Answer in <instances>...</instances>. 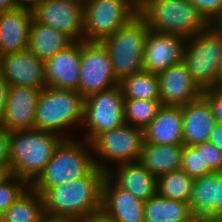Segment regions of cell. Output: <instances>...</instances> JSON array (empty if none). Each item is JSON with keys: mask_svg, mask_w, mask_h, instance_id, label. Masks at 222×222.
I'll return each mask as SVG.
<instances>
[{"mask_svg": "<svg viewBox=\"0 0 222 222\" xmlns=\"http://www.w3.org/2000/svg\"><path fill=\"white\" fill-rule=\"evenodd\" d=\"M137 0H88L84 6L83 41L102 42L138 15Z\"/></svg>", "mask_w": 222, "mask_h": 222, "instance_id": "obj_8", "label": "cell"}, {"mask_svg": "<svg viewBox=\"0 0 222 222\" xmlns=\"http://www.w3.org/2000/svg\"><path fill=\"white\" fill-rule=\"evenodd\" d=\"M113 222H145L144 202L117 186L107 175L102 184V210Z\"/></svg>", "mask_w": 222, "mask_h": 222, "instance_id": "obj_18", "label": "cell"}, {"mask_svg": "<svg viewBox=\"0 0 222 222\" xmlns=\"http://www.w3.org/2000/svg\"><path fill=\"white\" fill-rule=\"evenodd\" d=\"M162 106L161 100L124 99L125 123L144 130Z\"/></svg>", "mask_w": 222, "mask_h": 222, "instance_id": "obj_30", "label": "cell"}, {"mask_svg": "<svg viewBox=\"0 0 222 222\" xmlns=\"http://www.w3.org/2000/svg\"><path fill=\"white\" fill-rule=\"evenodd\" d=\"M63 139L51 161L30 185L39 194L47 189L87 176L95 167L91 144L82 139Z\"/></svg>", "mask_w": 222, "mask_h": 222, "instance_id": "obj_4", "label": "cell"}, {"mask_svg": "<svg viewBox=\"0 0 222 222\" xmlns=\"http://www.w3.org/2000/svg\"><path fill=\"white\" fill-rule=\"evenodd\" d=\"M213 222H222V218L221 219H217V220H215Z\"/></svg>", "mask_w": 222, "mask_h": 222, "instance_id": "obj_49", "label": "cell"}, {"mask_svg": "<svg viewBox=\"0 0 222 222\" xmlns=\"http://www.w3.org/2000/svg\"><path fill=\"white\" fill-rule=\"evenodd\" d=\"M222 218V172H217V219Z\"/></svg>", "mask_w": 222, "mask_h": 222, "instance_id": "obj_39", "label": "cell"}, {"mask_svg": "<svg viewBox=\"0 0 222 222\" xmlns=\"http://www.w3.org/2000/svg\"><path fill=\"white\" fill-rule=\"evenodd\" d=\"M220 85H222V59L220 63Z\"/></svg>", "mask_w": 222, "mask_h": 222, "instance_id": "obj_47", "label": "cell"}, {"mask_svg": "<svg viewBox=\"0 0 222 222\" xmlns=\"http://www.w3.org/2000/svg\"><path fill=\"white\" fill-rule=\"evenodd\" d=\"M80 60L81 41H74L67 48L45 61L47 87L70 89L78 92Z\"/></svg>", "mask_w": 222, "mask_h": 222, "instance_id": "obj_17", "label": "cell"}, {"mask_svg": "<svg viewBox=\"0 0 222 222\" xmlns=\"http://www.w3.org/2000/svg\"><path fill=\"white\" fill-rule=\"evenodd\" d=\"M182 124V107L163 105L156 117L143 130L144 142L157 145L184 144Z\"/></svg>", "mask_w": 222, "mask_h": 222, "instance_id": "obj_22", "label": "cell"}, {"mask_svg": "<svg viewBox=\"0 0 222 222\" xmlns=\"http://www.w3.org/2000/svg\"><path fill=\"white\" fill-rule=\"evenodd\" d=\"M78 92L84 97L119 84L108 50L102 42L81 41Z\"/></svg>", "mask_w": 222, "mask_h": 222, "instance_id": "obj_11", "label": "cell"}, {"mask_svg": "<svg viewBox=\"0 0 222 222\" xmlns=\"http://www.w3.org/2000/svg\"><path fill=\"white\" fill-rule=\"evenodd\" d=\"M194 178L182 169L172 171L157 178V193L167 199L190 202Z\"/></svg>", "mask_w": 222, "mask_h": 222, "instance_id": "obj_29", "label": "cell"}, {"mask_svg": "<svg viewBox=\"0 0 222 222\" xmlns=\"http://www.w3.org/2000/svg\"><path fill=\"white\" fill-rule=\"evenodd\" d=\"M186 39L150 30L143 56V70L159 74L183 61Z\"/></svg>", "mask_w": 222, "mask_h": 222, "instance_id": "obj_14", "label": "cell"}, {"mask_svg": "<svg viewBox=\"0 0 222 222\" xmlns=\"http://www.w3.org/2000/svg\"><path fill=\"white\" fill-rule=\"evenodd\" d=\"M125 124L124 97L118 85L85 98L83 121L86 133L82 136L89 143L102 132Z\"/></svg>", "mask_w": 222, "mask_h": 222, "instance_id": "obj_10", "label": "cell"}, {"mask_svg": "<svg viewBox=\"0 0 222 222\" xmlns=\"http://www.w3.org/2000/svg\"><path fill=\"white\" fill-rule=\"evenodd\" d=\"M40 92L41 90L35 88L10 86L0 125L9 133L33 129Z\"/></svg>", "mask_w": 222, "mask_h": 222, "instance_id": "obj_15", "label": "cell"}, {"mask_svg": "<svg viewBox=\"0 0 222 222\" xmlns=\"http://www.w3.org/2000/svg\"><path fill=\"white\" fill-rule=\"evenodd\" d=\"M189 208L200 222L217 220V172L194 179Z\"/></svg>", "mask_w": 222, "mask_h": 222, "instance_id": "obj_23", "label": "cell"}, {"mask_svg": "<svg viewBox=\"0 0 222 222\" xmlns=\"http://www.w3.org/2000/svg\"><path fill=\"white\" fill-rule=\"evenodd\" d=\"M149 32L145 20L138 14L102 41L109 52L119 82L143 70L144 48Z\"/></svg>", "mask_w": 222, "mask_h": 222, "instance_id": "obj_7", "label": "cell"}, {"mask_svg": "<svg viewBox=\"0 0 222 222\" xmlns=\"http://www.w3.org/2000/svg\"><path fill=\"white\" fill-rule=\"evenodd\" d=\"M62 140L57 134L36 128L10 132L8 150L12 175L31 185L51 161Z\"/></svg>", "mask_w": 222, "mask_h": 222, "instance_id": "obj_2", "label": "cell"}, {"mask_svg": "<svg viewBox=\"0 0 222 222\" xmlns=\"http://www.w3.org/2000/svg\"><path fill=\"white\" fill-rule=\"evenodd\" d=\"M33 12L15 7L0 13V56L29 49Z\"/></svg>", "mask_w": 222, "mask_h": 222, "instance_id": "obj_19", "label": "cell"}, {"mask_svg": "<svg viewBox=\"0 0 222 222\" xmlns=\"http://www.w3.org/2000/svg\"><path fill=\"white\" fill-rule=\"evenodd\" d=\"M12 171L9 164H0V185L12 177Z\"/></svg>", "mask_w": 222, "mask_h": 222, "instance_id": "obj_42", "label": "cell"}, {"mask_svg": "<svg viewBox=\"0 0 222 222\" xmlns=\"http://www.w3.org/2000/svg\"><path fill=\"white\" fill-rule=\"evenodd\" d=\"M179 222H200L199 220H186V221H179Z\"/></svg>", "mask_w": 222, "mask_h": 222, "instance_id": "obj_48", "label": "cell"}, {"mask_svg": "<svg viewBox=\"0 0 222 222\" xmlns=\"http://www.w3.org/2000/svg\"><path fill=\"white\" fill-rule=\"evenodd\" d=\"M1 75L10 86L30 87L43 90L45 62L38 59L29 49L0 56Z\"/></svg>", "mask_w": 222, "mask_h": 222, "instance_id": "obj_12", "label": "cell"}, {"mask_svg": "<svg viewBox=\"0 0 222 222\" xmlns=\"http://www.w3.org/2000/svg\"><path fill=\"white\" fill-rule=\"evenodd\" d=\"M41 222H70L65 219H57V218H51V217H45Z\"/></svg>", "mask_w": 222, "mask_h": 222, "instance_id": "obj_44", "label": "cell"}, {"mask_svg": "<svg viewBox=\"0 0 222 222\" xmlns=\"http://www.w3.org/2000/svg\"><path fill=\"white\" fill-rule=\"evenodd\" d=\"M73 222H113L102 211L93 215L85 216Z\"/></svg>", "mask_w": 222, "mask_h": 222, "instance_id": "obj_40", "label": "cell"}, {"mask_svg": "<svg viewBox=\"0 0 222 222\" xmlns=\"http://www.w3.org/2000/svg\"><path fill=\"white\" fill-rule=\"evenodd\" d=\"M90 144L92 153L100 158L97 160L94 156L96 167L106 173L113 162L114 165H120L139 160L144 144V131L125 123L98 134Z\"/></svg>", "mask_w": 222, "mask_h": 222, "instance_id": "obj_9", "label": "cell"}, {"mask_svg": "<svg viewBox=\"0 0 222 222\" xmlns=\"http://www.w3.org/2000/svg\"><path fill=\"white\" fill-rule=\"evenodd\" d=\"M215 25L222 30V15L220 18L216 21Z\"/></svg>", "mask_w": 222, "mask_h": 222, "instance_id": "obj_46", "label": "cell"}, {"mask_svg": "<svg viewBox=\"0 0 222 222\" xmlns=\"http://www.w3.org/2000/svg\"><path fill=\"white\" fill-rule=\"evenodd\" d=\"M84 103L85 98L75 90L46 87L40 92L34 128L57 134L63 139L74 138L65 130L74 125L81 126Z\"/></svg>", "mask_w": 222, "mask_h": 222, "instance_id": "obj_5", "label": "cell"}, {"mask_svg": "<svg viewBox=\"0 0 222 222\" xmlns=\"http://www.w3.org/2000/svg\"><path fill=\"white\" fill-rule=\"evenodd\" d=\"M181 169L194 179L213 172L208 165H204L203 143L196 146L184 145L181 155Z\"/></svg>", "mask_w": 222, "mask_h": 222, "instance_id": "obj_31", "label": "cell"}, {"mask_svg": "<svg viewBox=\"0 0 222 222\" xmlns=\"http://www.w3.org/2000/svg\"><path fill=\"white\" fill-rule=\"evenodd\" d=\"M62 1L73 2L84 7L88 0H62Z\"/></svg>", "mask_w": 222, "mask_h": 222, "instance_id": "obj_45", "label": "cell"}, {"mask_svg": "<svg viewBox=\"0 0 222 222\" xmlns=\"http://www.w3.org/2000/svg\"><path fill=\"white\" fill-rule=\"evenodd\" d=\"M32 12L37 22L65 33L73 41H83V6L62 0H44Z\"/></svg>", "mask_w": 222, "mask_h": 222, "instance_id": "obj_13", "label": "cell"}, {"mask_svg": "<svg viewBox=\"0 0 222 222\" xmlns=\"http://www.w3.org/2000/svg\"><path fill=\"white\" fill-rule=\"evenodd\" d=\"M210 24H215L222 15V0H190Z\"/></svg>", "mask_w": 222, "mask_h": 222, "instance_id": "obj_33", "label": "cell"}, {"mask_svg": "<svg viewBox=\"0 0 222 222\" xmlns=\"http://www.w3.org/2000/svg\"><path fill=\"white\" fill-rule=\"evenodd\" d=\"M45 217L42 196L30 186L2 213L1 222H41Z\"/></svg>", "mask_w": 222, "mask_h": 222, "instance_id": "obj_27", "label": "cell"}, {"mask_svg": "<svg viewBox=\"0 0 222 222\" xmlns=\"http://www.w3.org/2000/svg\"><path fill=\"white\" fill-rule=\"evenodd\" d=\"M73 42L74 41L65 33L37 22L33 18L30 26L29 50L35 54L38 59L45 62Z\"/></svg>", "mask_w": 222, "mask_h": 222, "instance_id": "obj_25", "label": "cell"}, {"mask_svg": "<svg viewBox=\"0 0 222 222\" xmlns=\"http://www.w3.org/2000/svg\"><path fill=\"white\" fill-rule=\"evenodd\" d=\"M44 0H16L17 7L33 11Z\"/></svg>", "mask_w": 222, "mask_h": 222, "instance_id": "obj_41", "label": "cell"}, {"mask_svg": "<svg viewBox=\"0 0 222 222\" xmlns=\"http://www.w3.org/2000/svg\"><path fill=\"white\" fill-rule=\"evenodd\" d=\"M30 187V184L21 178L12 176L0 185V212L3 213Z\"/></svg>", "mask_w": 222, "mask_h": 222, "instance_id": "obj_32", "label": "cell"}, {"mask_svg": "<svg viewBox=\"0 0 222 222\" xmlns=\"http://www.w3.org/2000/svg\"><path fill=\"white\" fill-rule=\"evenodd\" d=\"M9 88V83L4 79L2 75H0V122L2 121L5 114Z\"/></svg>", "mask_w": 222, "mask_h": 222, "instance_id": "obj_37", "label": "cell"}, {"mask_svg": "<svg viewBox=\"0 0 222 222\" xmlns=\"http://www.w3.org/2000/svg\"><path fill=\"white\" fill-rule=\"evenodd\" d=\"M209 142L222 151V124L215 123L214 129L210 133Z\"/></svg>", "mask_w": 222, "mask_h": 222, "instance_id": "obj_38", "label": "cell"}, {"mask_svg": "<svg viewBox=\"0 0 222 222\" xmlns=\"http://www.w3.org/2000/svg\"><path fill=\"white\" fill-rule=\"evenodd\" d=\"M2 221V213L0 212V222Z\"/></svg>", "mask_w": 222, "mask_h": 222, "instance_id": "obj_50", "label": "cell"}, {"mask_svg": "<svg viewBox=\"0 0 222 222\" xmlns=\"http://www.w3.org/2000/svg\"><path fill=\"white\" fill-rule=\"evenodd\" d=\"M124 99L160 100V82L157 74L140 71L119 82Z\"/></svg>", "mask_w": 222, "mask_h": 222, "instance_id": "obj_28", "label": "cell"}, {"mask_svg": "<svg viewBox=\"0 0 222 222\" xmlns=\"http://www.w3.org/2000/svg\"><path fill=\"white\" fill-rule=\"evenodd\" d=\"M202 95L210 103L216 122L222 124V85L207 88Z\"/></svg>", "mask_w": 222, "mask_h": 222, "instance_id": "obj_34", "label": "cell"}, {"mask_svg": "<svg viewBox=\"0 0 222 222\" xmlns=\"http://www.w3.org/2000/svg\"><path fill=\"white\" fill-rule=\"evenodd\" d=\"M204 165L213 172H222V151L210 142H203Z\"/></svg>", "mask_w": 222, "mask_h": 222, "instance_id": "obj_35", "label": "cell"}, {"mask_svg": "<svg viewBox=\"0 0 222 222\" xmlns=\"http://www.w3.org/2000/svg\"><path fill=\"white\" fill-rule=\"evenodd\" d=\"M106 175L120 188L146 202L157 193L155 178L139 161L116 165ZM115 170V171H114Z\"/></svg>", "mask_w": 222, "mask_h": 222, "instance_id": "obj_21", "label": "cell"}, {"mask_svg": "<svg viewBox=\"0 0 222 222\" xmlns=\"http://www.w3.org/2000/svg\"><path fill=\"white\" fill-rule=\"evenodd\" d=\"M184 144L157 145L144 142L139 162L155 177L181 169Z\"/></svg>", "mask_w": 222, "mask_h": 222, "instance_id": "obj_24", "label": "cell"}, {"mask_svg": "<svg viewBox=\"0 0 222 222\" xmlns=\"http://www.w3.org/2000/svg\"><path fill=\"white\" fill-rule=\"evenodd\" d=\"M160 100L164 106L183 107L202 95V90L193 81L182 61L158 74Z\"/></svg>", "mask_w": 222, "mask_h": 222, "instance_id": "obj_16", "label": "cell"}, {"mask_svg": "<svg viewBox=\"0 0 222 222\" xmlns=\"http://www.w3.org/2000/svg\"><path fill=\"white\" fill-rule=\"evenodd\" d=\"M183 142L185 146H196L209 142L216 120L208 100L201 95L182 107Z\"/></svg>", "mask_w": 222, "mask_h": 222, "instance_id": "obj_20", "label": "cell"}, {"mask_svg": "<svg viewBox=\"0 0 222 222\" xmlns=\"http://www.w3.org/2000/svg\"><path fill=\"white\" fill-rule=\"evenodd\" d=\"M9 132L0 125V164H9Z\"/></svg>", "mask_w": 222, "mask_h": 222, "instance_id": "obj_36", "label": "cell"}, {"mask_svg": "<svg viewBox=\"0 0 222 222\" xmlns=\"http://www.w3.org/2000/svg\"><path fill=\"white\" fill-rule=\"evenodd\" d=\"M17 7L16 0H0V13Z\"/></svg>", "mask_w": 222, "mask_h": 222, "instance_id": "obj_43", "label": "cell"}, {"mask_svg": "<svg viewBox=\"0 0 222 222\" xmlns=\"http://www.w3.org/2000/svg\"><path fill=\"white\" fill-rule=\"evenodd\" d=\"M145 222H179L198 220L191 214L189 203L167 199L156 193L144 202Z\"/></svg>", "mask_w": 222, "mask_h": 222, "instance_id": "obj_26", "label": "cell"}, {"mask_svg": "<svg viewBox=\"0 0 222 222\" xmlns=\"http://www.w3.org/2000/svg\"><path fill=\"white\" fill-rule=\"evenodd\" d=\"M138 11L150 30L186 40L210 25L190 0H140Z\"/></svg>", "mask_w": 222, "mask_h": 222, "instance_id": "obj_3", "label": "cell"}, {"mask_svg": "<svg viewBox=\"0 0 222 222\" xmlns=\"http://www.w3.org/2000/svg\"><path fill=\"white\" fill-rule=\"evenodd\" d=\"M106 173L95 167L87 176L50 189L41 196L46 217L73 222L102 210V184Z\"/></svg>", "mask_w": 222, "mask_h": 222, "instance_id": "obj_1", "label": "cell"}, {"mask_svg": "<svg viewBox=\"0 0 222 222\" xmlns=\"http://www.w3.org/2000/svg\"><path fill=\"white\" fill-rule=\"evenodd\" d=\"M221 59L222 30L215 24L186 40L183 62L202 91L220 85Z\"/></svg>", "mask_w": 222, "mask_h": 222, "instance_id": "obj_6", "label": "cell"}]
</instances>
